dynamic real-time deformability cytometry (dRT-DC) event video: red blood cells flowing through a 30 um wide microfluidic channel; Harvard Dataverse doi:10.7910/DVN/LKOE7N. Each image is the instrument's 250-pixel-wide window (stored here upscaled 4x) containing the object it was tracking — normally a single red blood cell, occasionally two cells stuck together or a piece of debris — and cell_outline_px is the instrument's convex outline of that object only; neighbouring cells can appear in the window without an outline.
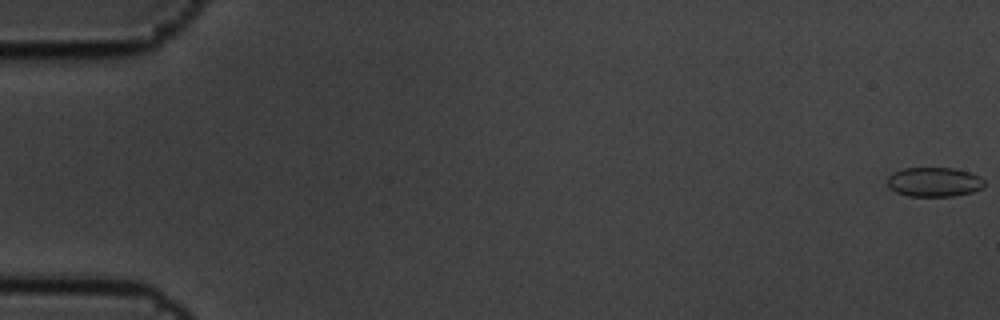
{"species": "common noctule bat (a hibernating species)", "species_latin": "Nyctalus noctula", "temperature_condition": "cold", "stored_images_in_passage": 6, "camera_frame_rate_fps": 3000, "um_per_image_px": 0.085, "animal": {"sex": "male", "body_mass_g": 19.5, "forearm_length_mm": 54.6}, "frame": {"image": 1, "passage_image": 1, "time_ms": 0.0, "image_size_px": [1000, 320], "cell_outline_px": [[984, 188], [972, 192], [952, 196], [908, 196], [896, 192], [888, 188], [888, 176], [892, 172], [904, 168], [952, 168], [968, 172], [980, 176], [984, 180]], "centroid_in_image_um": [79.39, 15.47], "position_along_channel_um": 5.6, "area_um2": 16.7}}
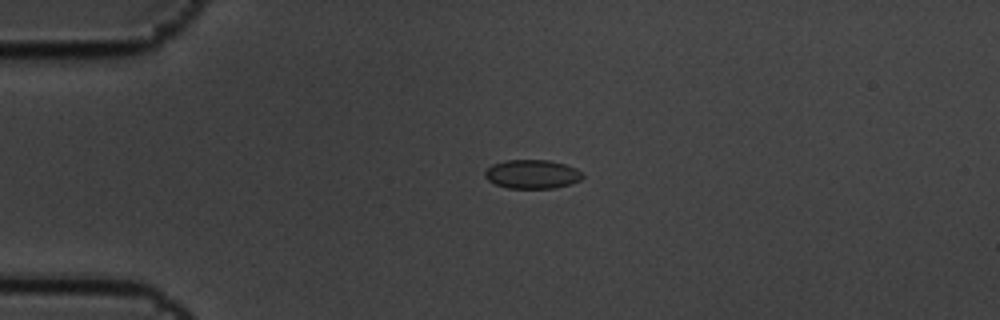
{"frame": {"image": 2, "passage_image": 5, "time_ms": 1.333, "image_size_px": [1000, 320], "cell_outline_px": [[584, 176], [580, 180], [572, 184], [556, 188], [508, 188], [496, 184], [488, 180], [484, 176], [484, 172], [492, 164], [504, 160], [548, 160], [564, 164], [576, 168], [584, 172]], "centroid_in_image_um": [45.26, 14.8], "position_along_channel_um": 39.7, "area_um2": 16.59}}